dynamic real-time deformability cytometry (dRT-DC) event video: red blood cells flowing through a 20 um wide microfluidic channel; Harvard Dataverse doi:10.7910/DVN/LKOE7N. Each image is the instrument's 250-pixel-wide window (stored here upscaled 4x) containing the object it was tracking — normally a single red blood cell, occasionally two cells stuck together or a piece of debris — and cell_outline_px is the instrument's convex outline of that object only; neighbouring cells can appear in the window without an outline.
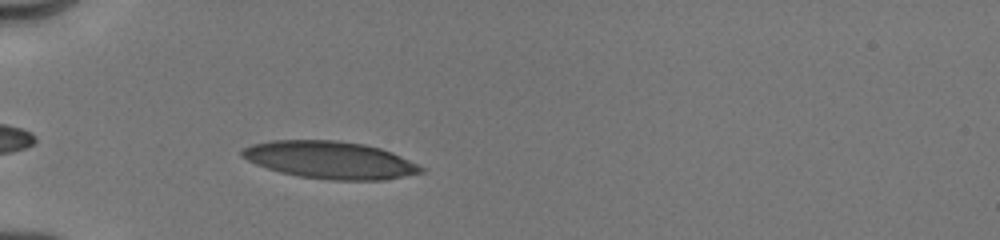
{"species": "human", "species_latin": "Homo sapiens", "temperature_condition": "cold", "stored_images_in_passage": 18, "camera_frame_rate_fps": 3000, "um_per_image_px": 0.085, "donor": {"sex": "male"}, "frame": {"image": 1, "passage_image": 7, "time_ms": 2.667, "image_size_px": [1000, 240], "cell_outline_px": [[424, 172], [384, 180], [328, 180], [296, 176], [280, 172], [256, 164], [240, 156], [240, 152], [244, 148], [252, 144], [272, 140], [336, 140], [364, 144], [380, 148], [392, 152], [424, 168]], "centroid_in_image_um": [28.03, 13.6], "position_along_channel_um": 57.0, "area_um2": 38.96}}
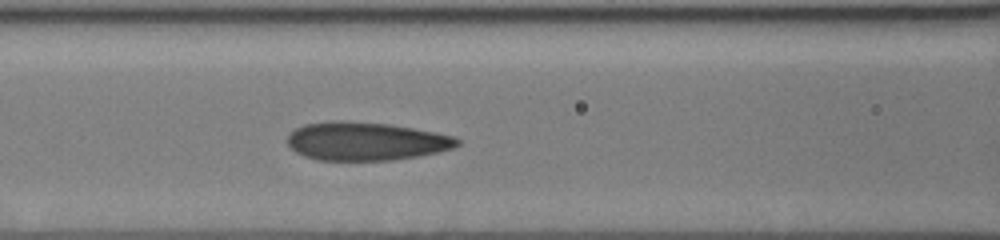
{"frame": {"image": 2, "passage_image": 12, "time_ms": 5.0, "image_size_px": [1000, 240], "cell_outline_px": [[460, 144], [452, 148], [436, 152], [416, 156], [392, 160], [320, 160], [304, 156], [296, 152], [288, 144], [288, 136], [296, 128], [304, 124], [332, 120], [340, 120], [388, 124], [436, 132], [452, 136], [460, 140]], "centroid_in_image_um": [31.08, 12.0], "position_along_channel_um": 135.5, "area_um2": 37.69}}
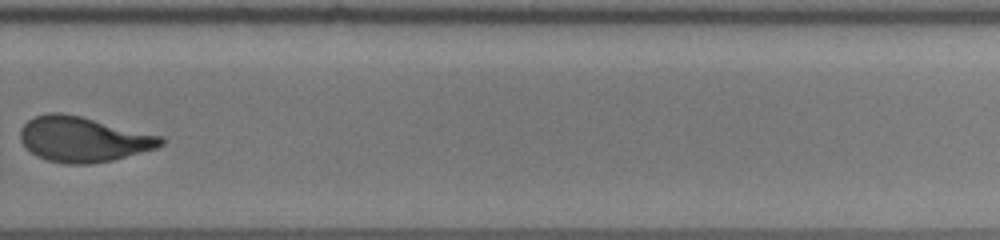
{"frame": {"image": 3, "passage_image": 18, "time_ms": 9.667, "image_size_px": [1000, 240], "cell_outline_px": [[168, 140], [164, 144], [156, 148], [112, 160], [88, 164], [64, 164], [48, 160], [36, 156], [20, 140], [20, 128], [28, 120], [36, 116], [48, 112], [60, 112], [80, 116], [164, 136]], "centroid_in_image_um": [7.1, 11.83], "position_along_channel_um": 322.7, "area_um2": 37.05}}